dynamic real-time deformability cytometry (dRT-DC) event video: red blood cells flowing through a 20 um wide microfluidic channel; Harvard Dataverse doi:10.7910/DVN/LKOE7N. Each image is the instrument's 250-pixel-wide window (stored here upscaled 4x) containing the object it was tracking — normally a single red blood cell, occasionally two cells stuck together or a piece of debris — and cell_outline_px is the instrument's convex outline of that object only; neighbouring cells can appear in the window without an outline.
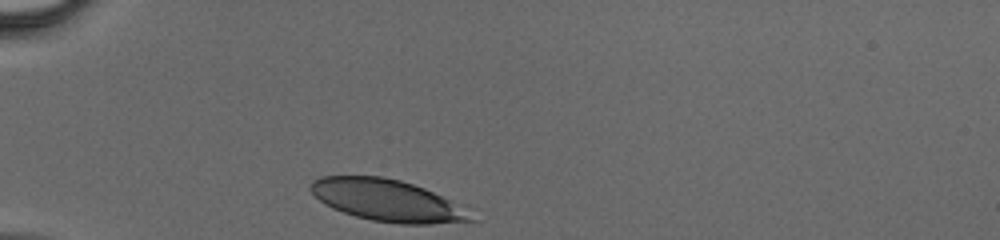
{"species": "human", "species_latin": "Homo sapiens", "temperature_condition": "cold", "stored_images_in_passage": 26, "camera_frame_rate_fps": 3000, "um_per_image_px": 0.085, "donor": {"sex": "male"}, "frame": {"image": 1, "passage_image": 1, "time_ms": 0.0, "image_size_px": [1000, 240], "cell_outline_px": [[476, 220], [428, 224], [400, 224], [372, 220], [356, 216], [332, 208], [324, 204], [308, 188], [312, 180], [320, 176], [384, 176], [400, 180], [424, 188], [448, 200]], "centroid_in_image_um": [32.78, 17.02], "position_along_channel_um": 52.2, "area_um2": 38.15}}
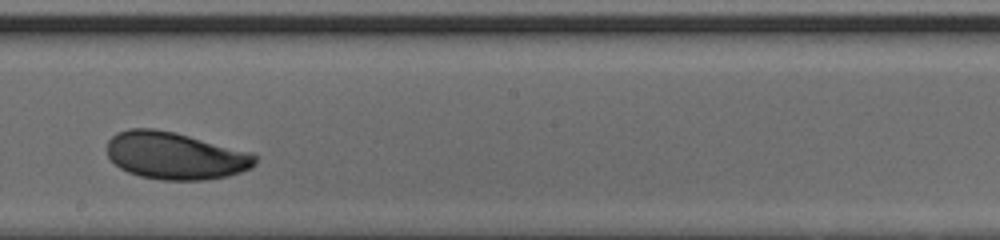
{"frame": {"image": 2, "passage_image": 15, "time_ms": 4.667, "image_size_px": [1000, 240], "cell_outline_px": [[256, 164], [252, 168], [228, 176], [204, 180], [164, 180], [140, 176], [128, 172], [120, 168], [108, 156], [108, 140], [116, 132], [128, 128], [156, 128], [252, 152], [256, 156]], "centroid_in_image_um": [14.9, 13.23], "position_along_channel_um": 233.3, "area_um2": 40.75}}
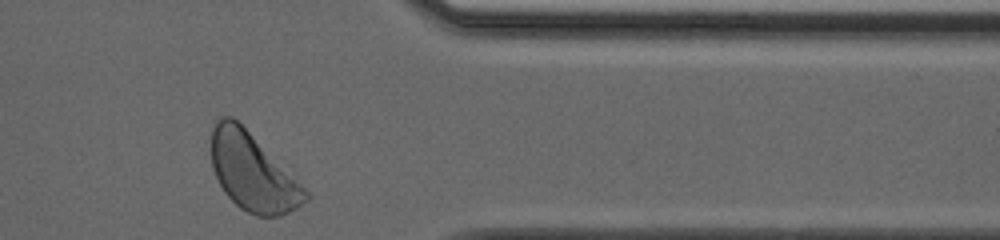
{"frame": {"image": 3, "passage_image": 26, "time_ms": 8.333, "image_size_px": [1000, 240], "cell_outline_px": [[308, 200], [296, 208], [280, 216], [256, 216], [240, 208], [224, 192], [212, 168], [212, 128], [216, 120], [220, 116], [232, 116], [308, 192]], "centroid_in_image_um": [21.43, 14.65], "position_along_channel_um": 390.0, "area_um2": 41.27}}